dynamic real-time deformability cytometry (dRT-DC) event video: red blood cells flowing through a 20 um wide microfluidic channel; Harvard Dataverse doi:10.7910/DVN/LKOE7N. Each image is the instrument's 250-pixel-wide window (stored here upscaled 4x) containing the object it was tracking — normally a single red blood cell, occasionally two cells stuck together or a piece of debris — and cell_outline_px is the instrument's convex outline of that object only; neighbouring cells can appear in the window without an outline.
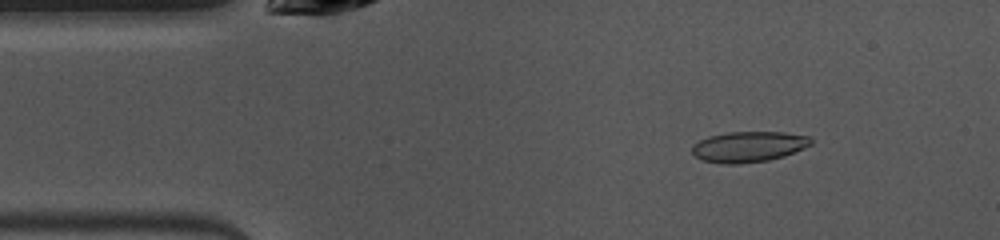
{"species": "common noctule bat (a hibernating species)", "species_latin": "Nyctalus noctula", "temperature_condition": "warm", "stored_images_in_passage": 48, "camera_frame_rate_fps": 3000, "um_per_image_px": 0.085, "animal": {"sex": "female", "body_mass_g": 10.0, "forearm_length_mm": 53.1}, "frame": {"image": 1, "passage_image": 6, "time_ms": 1.667, "image_size_px": [1000, 240], "cell_outline_px": [[812, 144], [804, 148], [784, 156], [768, 160], [740, 164], [720, 164], [704, 160], [696, 156], [692, 152], [692, 144], [708, 136], [728, 132], [784, 132], [808, 136], [812, 140]], "centroid_in_image_um": [63.62, 12.47], "position_along_channel_um": 21.4, "area_um2": 21.27}}
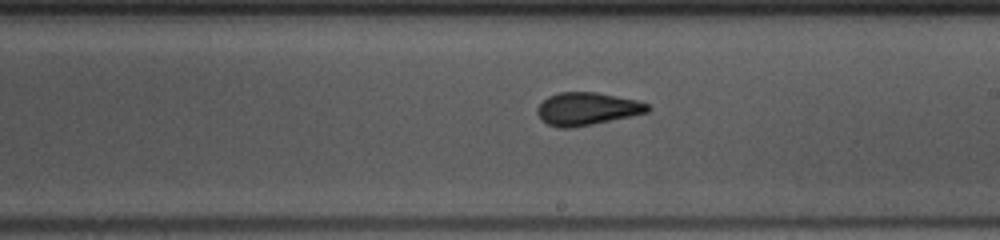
{"frame": {"image": 2, "passage_image": 26, "time_ms": 8.333, "image_size_px": [1000, 240], "cell_outline_px": [[652, 108], [648, 112], [632, 116], [572, 128], [560, 128], [548, 124], [540, 120], [536, 112], [536, 108], [548, 96], [560, 92], [596, 92], [640, 100], [648, 104]], "centroid_in_image_um": [49.91, 9.25], "position_along_channel_um": 239.1, "area_um2": 21.27}}
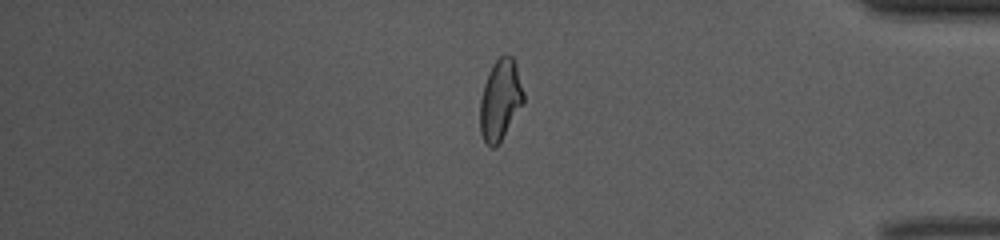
{"frame": {"image": 3, "passage_image": 40, "time_ms": 13.0, "image_size_px": [1000, 240], "cell_outline_px": [[524, 104], [496, 148], [492, 148], [484, 140], [480, 132], [480, 100], [484, 84], [488, 72], [492, 64], [500, 56], [512, 56], [524, 92]], "centroid_in_image_um": [42.52, 8.52], "position_along_channel_um": 392.7, "area_um2": 20.4}, "authors_computed_cell_mechanics": {"area_um2": 21.0392, "velocity_mm_per_s": 3.9802, "shape_relaxation_time_tau1_ms": 6.4008, "shape_relaxation_time_tau2_ms": 1.2889, "deformation_change_tau1": 0.1647, "deformation_change_tau2": 0.0601}}